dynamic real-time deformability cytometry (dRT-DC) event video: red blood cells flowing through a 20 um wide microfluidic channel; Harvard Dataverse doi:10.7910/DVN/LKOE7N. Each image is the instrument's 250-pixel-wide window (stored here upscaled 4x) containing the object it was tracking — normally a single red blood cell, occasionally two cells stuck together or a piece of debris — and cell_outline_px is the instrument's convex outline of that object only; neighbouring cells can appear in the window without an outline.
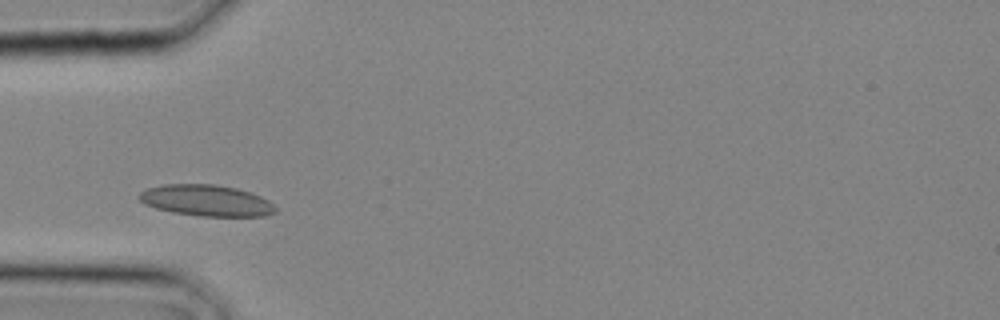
{"species": "common noctule bat (a hibernating species)", "species_latin": "Nyctalus noctula", "temperature_condition": "cold", "stored_images_in_passage": 11, "camera_frame_rate_fps": 3000, "um_per_image_px": 0.085, "animal": {"sex": "male", "body_mass_g": 20.4}, "frame": {"image": 1, "passage_image": 4, "time_ms": 1.0, "image_size_px": [1000, 320], "cell_outline_px": [[276, 212], [264, 216], [200, 216], [172, 212], [156, 208], [144, 204], [136, 196], [140, 192], [148, 188], [164, 184], [216, 184], [236, 188], [260, 196], [268, 200], [276, 208]], "centroid_in_image_um": [17.51, 17.04], "position_along_channel_um": 67.5, "area_um2": 24.8}}
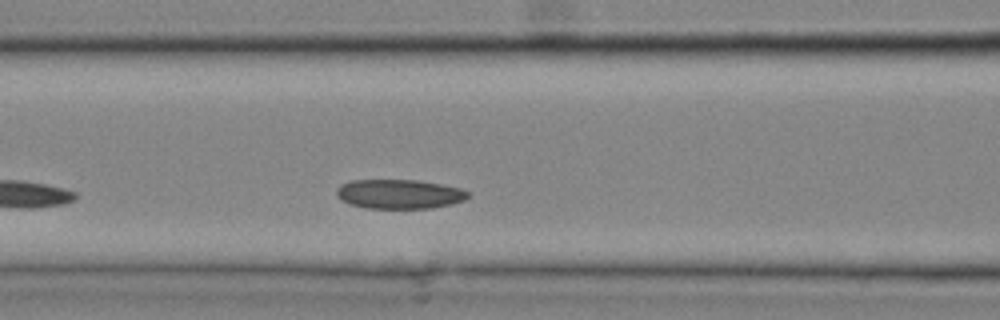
{"frame": {"image": 2, "passage_image": 7, "time_ms": 2.0, "image_size_px": [1000, 320], "cell_outline_px": [[472, 196], [464, 200], [452, 204], [432, 208], [364, 208], [348, 204], [336, 192], [336, 188], [340, 184], [352, 180], [416, 180], [440, 184], [460, 188], [468, 192]], "centroid_in_image_um": [33.96, 16.49], "position_along_channel_um": 132.6, "area_um2": 22.48}}
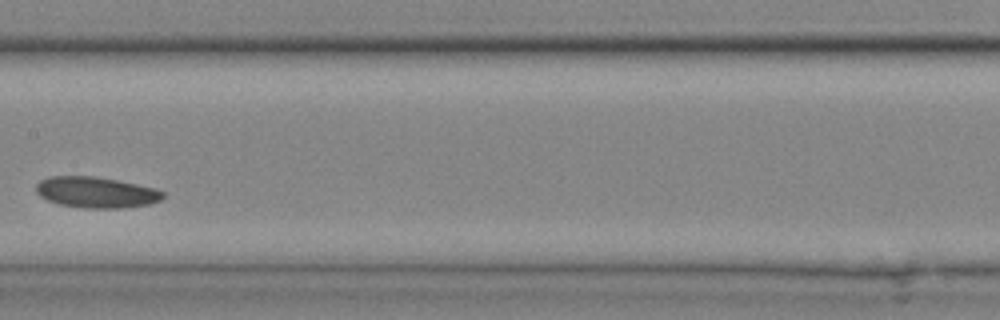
{"frame": {"image": 3, "passage_image": 10, "time_ms": 3.0, "image_size_px": [1000, 320], "cell_outline_px": [[164, 196], [160, 200], [148, 204], [120, 208], [84, 208], [60, 204], [48, 200], [40, 196], [36, 192], [36, 184], [40, 180], [48, 176], [96, 176], [156, 188], [164, 192]], "centroid_in_image_um": [8.15, 16.34], "position_along_channel_um": 199.2, "area_um2": 22.83}}